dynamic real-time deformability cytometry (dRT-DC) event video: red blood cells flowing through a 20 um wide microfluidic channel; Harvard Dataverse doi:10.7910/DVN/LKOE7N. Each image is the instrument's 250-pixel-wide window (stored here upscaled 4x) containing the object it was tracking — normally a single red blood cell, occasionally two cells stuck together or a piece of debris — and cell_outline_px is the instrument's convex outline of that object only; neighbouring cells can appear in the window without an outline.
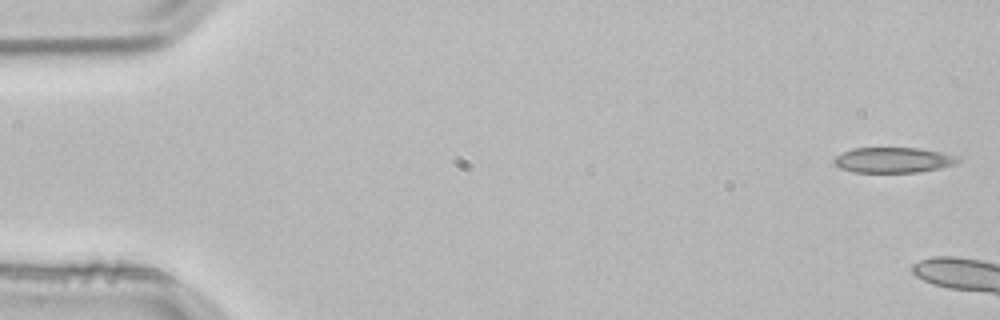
{"species": "common noctule bat (a hibernating species)", "species_latin": "Nyctalus noctula", "temperature_condition": "room temperature", "stored_images_in_passage": 4, "camera_frame_rate_fps": 3000, "um_per_image_px": 0.085, "animal": {"sex": "male", "body_mass_g": 21.5, "forearm_length_mm": 52.0}, "frame": {"image": 1, "passage_image": 1, "time_ms": 0.0, "image_size_px": [1000, 320], "cell_outline_px": [[960, 160], [956, 164], [940, 168], [920, 172], [852, 172], [840, 168], [832, 160], [836, 156], [852, 148], [920, 148], [940, 152], [952, 156]], "centroid_in_image_um": [75.89, 13.61], "position_along_channel_um": 9.1, "area_um2": 18.15}}